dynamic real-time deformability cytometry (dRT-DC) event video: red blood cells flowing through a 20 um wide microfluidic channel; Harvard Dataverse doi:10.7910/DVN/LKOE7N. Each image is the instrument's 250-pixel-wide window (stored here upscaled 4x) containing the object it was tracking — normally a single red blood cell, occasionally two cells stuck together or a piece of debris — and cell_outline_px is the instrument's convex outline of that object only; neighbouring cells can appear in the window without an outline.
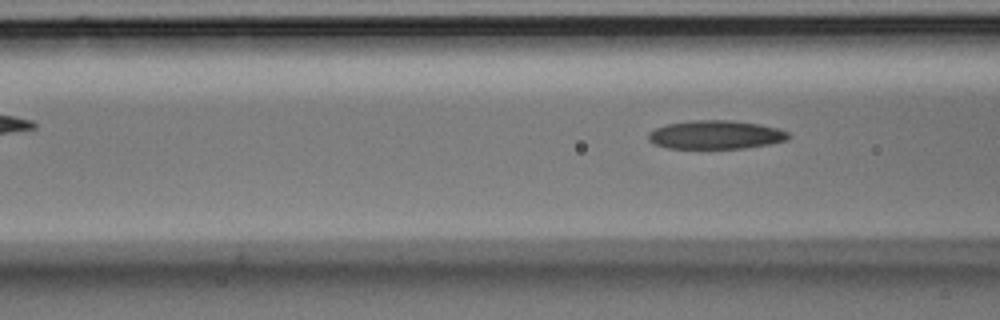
{"species": "Egyptian fruit bat (a non-hibernating species)", "species_latin": "Rousettus aegyptiacus", "temperature_condition": "room temperature", "stored_images_in_passage": 6, "segment_of_instrument_passage": [2, 2], "camera_frame_rate_fps": 3000, "um_per_image_px": 0.085, "animal": {"sex": "male"}, "frame": {"image": 1, "passage_image": 6, "time_ms": 1.667, "image_size_px": [1000, 320], "cell_outline_px": [[792, 136], [788, 140], [768, 144], [744, 148], [668, 148], [656, 144], [648, 140], [648, 132], [664, 124], [692, 120], [732, 120], [760, 124], [780, 128], [788, 132]], "centroid_in_image_um": [60.86, 11.44], "position_along_channel_um": 105.7, "area_um2": 23.52}}